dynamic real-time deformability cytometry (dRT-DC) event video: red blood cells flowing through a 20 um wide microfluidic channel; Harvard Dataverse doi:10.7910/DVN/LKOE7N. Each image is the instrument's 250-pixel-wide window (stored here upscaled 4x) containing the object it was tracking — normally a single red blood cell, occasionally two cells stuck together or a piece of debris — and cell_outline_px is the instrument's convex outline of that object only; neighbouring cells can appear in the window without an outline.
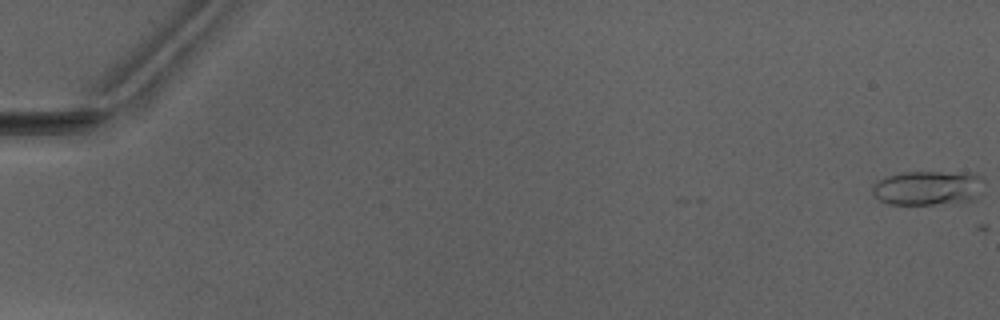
{"species": "Egyptian fruit bat (a non-hibernating species)", "species_latin": "Rousettus aegyptiacus", "temperature_condition": "warm", "stored_images_in_passage": 3, "camera_frame_rate_fps": 3000, "um_per_image_px": 0.085, "animal": {"sex": "male"}, "frame": {"image": 1, "passage_image": 1, "time_ms": 0.0, "image_size_px": [1000, 320], "cell_outline_px": [[984, 180], [980, 196], [976, 200], [932, 204], [888, 204], [880, 200], [872, 192], [872, 184], [876, 180], [888, 176], [904, 172], [972, 172], [980, 176]], "centroid_in_image_um": [78.91, 15.96], "position_along_channel_um": 6.1, "area_um2": 22.72}}